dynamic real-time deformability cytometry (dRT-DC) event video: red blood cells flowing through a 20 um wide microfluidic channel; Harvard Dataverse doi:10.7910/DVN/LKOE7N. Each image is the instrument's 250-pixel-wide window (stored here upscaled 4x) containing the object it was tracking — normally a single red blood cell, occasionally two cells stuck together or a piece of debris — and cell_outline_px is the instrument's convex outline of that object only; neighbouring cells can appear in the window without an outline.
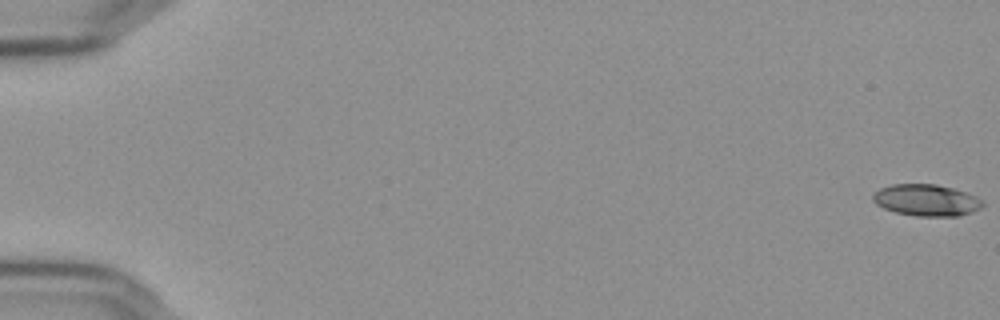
{"species": "Egyptian fruit bat (a non-hibernating species)", "species_latin": "Rousettus aegyptiacus", "temperature_condition": "cold", "stored_images_in_passage": 57, "camera_frame_rate_fps": 3000, "um_per_image_px": 0.085, "frame": {"image": 1, "passage_image": 1, "time_ms": 0.0, "image_size_px": [1000, 320], "cell_outline_px": [[984, 204], [980, 208], [956, 216], [916, 216], [896, 212], [884, 208], [876, 204], [872, 200], [872, 196], [880, 188], [892, 184], [936, 184], [952, 188], [964, 192], [984, 200]], "centroid_in_image_um": [78.71, 17.01], "position_along_channel_um": 6.3, "area_um2": 20.0}}
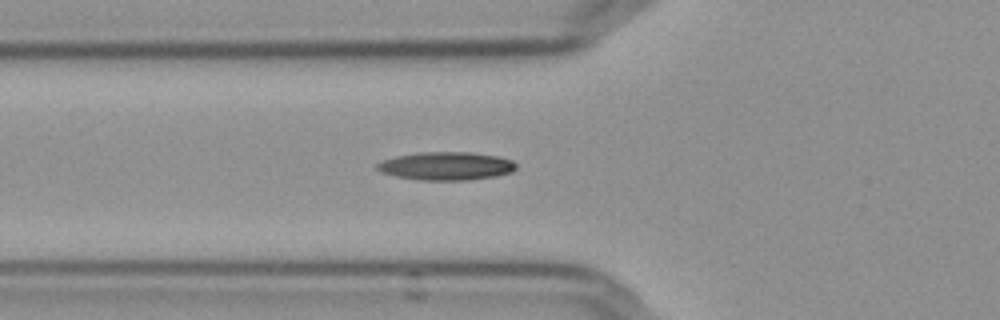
{"frame": {"image": 2, "passage_image": 22, "time_ms": 7.0, "image_size_px": [1000, 320], "cell_outline_px": [[516, 168], [512, 172], [496, 176], [468, 180], [416, 180], [396, 176], [380, 172], [376, 168], [376, 164], [384, 160], [396, 156], [420, 152], [468, 152], [496, 156], [512, 160], [516, 164]], "centroid_in_image_um": [37.92, 14.12], "position_along_channel_um": 87.9, "area_um2": 22.83}}
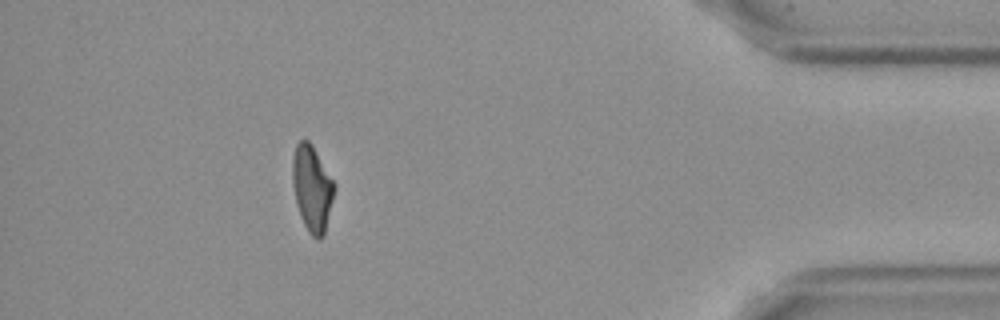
{"frame": {"image": 3, "passage_image": 52, "time_ms": 17.0, "image_size_px": [1000, 320], "cell_outline_px": [[336, 188], [324, 236], [320, 240], [316, 240], [308, 232], [300, 216], [296, 204], [292, 184], [292, 160], [296, 144], [300, 140], [308, 140], [312, 144], [336, 184]], "centroid_in_image_um": [26.53, 16.03], "position_along_channel_um": 408.7, "area_um2": 21.33}, "authors_computed_cell_mechanics": {"area_um2": 20.9236, "velocity_mm_per_s": 3.6528, "shape_relaxation_time_tau1_ms": 8.6624, "shape_relaxation_time_tau2_ms": 5.7991, "deformation_change_tau1": 0.2003, "deformation_change_tau2": 0.1309}}